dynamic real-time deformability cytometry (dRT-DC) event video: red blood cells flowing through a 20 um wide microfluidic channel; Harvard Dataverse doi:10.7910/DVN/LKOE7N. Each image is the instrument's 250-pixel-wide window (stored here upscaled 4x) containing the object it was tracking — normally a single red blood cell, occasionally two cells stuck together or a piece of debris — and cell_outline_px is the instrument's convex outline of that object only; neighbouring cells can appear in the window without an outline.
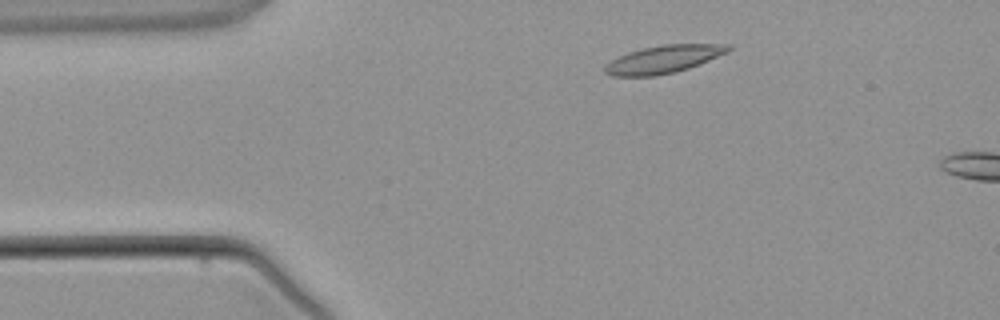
{"species": "common noctule bat (a hibernating species)", "species_latin": "Nyctalus noctula", "temperature_condition": "warm", "stored_images_in_passage": 2, "camera_frame_rate_fps": 3000, "um_per_image_px": 0.085, "animal": {"sex": "male", "body_mass_g": 21.5, "forearm_length_mm": 52.0}, "frame": {"image": 1, "passage_image": 1, "time_ms": 0.0, "image_size_px": [1000, 320], "cell_outline_px": [[732, 48], [728, 52], [700, 64], [676, 72], [656, 76], [612, 76], [604, 72], [604, 64], [628, 52], [644, 48], [664, 44], [732, 44]], "centroid_in_image_um": [56.42, 5.04], "position_along_channel_um": 28.6, "area_um2": 20.0}}